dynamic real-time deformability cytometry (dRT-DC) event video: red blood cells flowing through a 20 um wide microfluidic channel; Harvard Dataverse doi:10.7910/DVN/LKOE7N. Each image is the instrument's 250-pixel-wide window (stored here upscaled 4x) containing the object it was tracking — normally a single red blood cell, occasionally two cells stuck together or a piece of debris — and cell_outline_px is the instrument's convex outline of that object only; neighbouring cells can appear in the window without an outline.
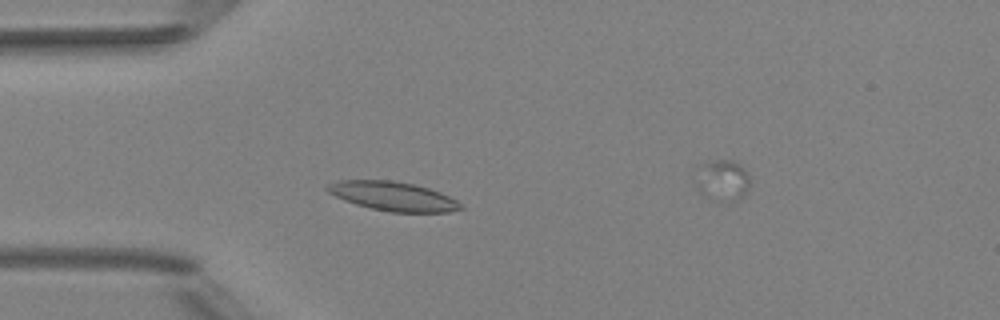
{"species": "Egyptian fruit bat (a non-hibernating species)", "species_latin": "Rousettus aegyptiacus", "temperature_condition": "room temperature", "stored_images_in_passage": 5, "camera_frame_rate_fps": 3000, "um_per_image_px": 0.085, "animal": {"sex": "female"}, "frame": {"image": 1, "passage_image": 4, "time_ms": 3.667, "image_size_px": [1000, 320], "cell_outline_px": [[464, 208], [448, 212], [392, 212], [372, 208], [356, 204], [344, 200], [328, 192], [324, 188], [328, 184], [336, 180], [392, 180], [416, 184], [440, 192], [456, 200]], "centroid_in_image_um": [33.39, 16.67], "position_along_channel_um": 51.6, "area_um2": 22.54}}